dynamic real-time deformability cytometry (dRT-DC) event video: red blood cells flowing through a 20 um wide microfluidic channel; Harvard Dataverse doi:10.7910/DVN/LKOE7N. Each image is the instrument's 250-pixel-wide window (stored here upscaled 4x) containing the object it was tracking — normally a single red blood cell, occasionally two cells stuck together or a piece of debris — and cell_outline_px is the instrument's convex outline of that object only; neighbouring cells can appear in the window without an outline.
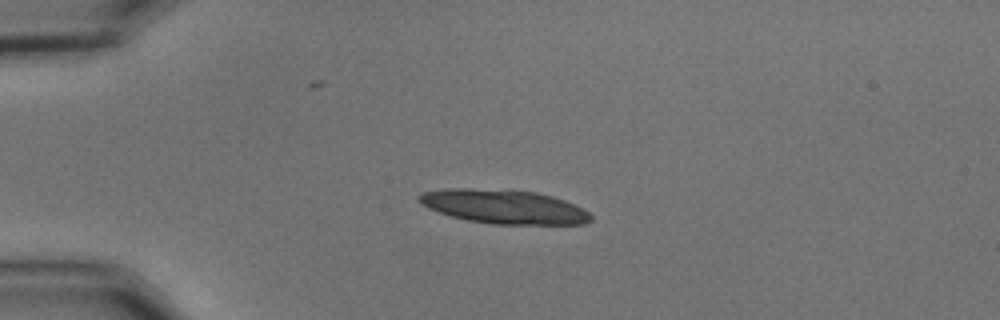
{"species": "common noctule bat (a hibernating species)", "species_latin": "Nyctalus noctula", "temperature_condition": "cold", "stored_images_in_passage": 42, "camera_frame_rate_fps": 3000, "um_per_image_px": 0.085, "animal": {"sex": "male", "body_mass_g": 15.6}, "frame": {"image": 1, "passage_image": 1, "time_ms": 0.0, "image_size_px": [1000, 320], "cell_outline_px": [[592, 220], [584, 224], [492, 224], [468, 220], [452, 216], [428, 208], [420, 204], [416, 200], [416, 196], [424, 192], [444, 188], [468, 188], [536, 192], [552, 196], [564, 200], [588, 212], [592, 216]], "centroid_in_image_um": [42.78, 17.57], "position_along_channel_um": 42.2, "area_um2": 33.81}, "authors_computed_cell_mechanics": {"area_um2": 20.5768, "velocity_mm_per_s": 3.6304, "shape_relaxation_time_tau1_ms": 6.7958, "shape_relaxation_time_tau2_ms": 3.1966, "deformation_change_tau1": 0.1347, "deformation_change_tau2": 0.0793}}